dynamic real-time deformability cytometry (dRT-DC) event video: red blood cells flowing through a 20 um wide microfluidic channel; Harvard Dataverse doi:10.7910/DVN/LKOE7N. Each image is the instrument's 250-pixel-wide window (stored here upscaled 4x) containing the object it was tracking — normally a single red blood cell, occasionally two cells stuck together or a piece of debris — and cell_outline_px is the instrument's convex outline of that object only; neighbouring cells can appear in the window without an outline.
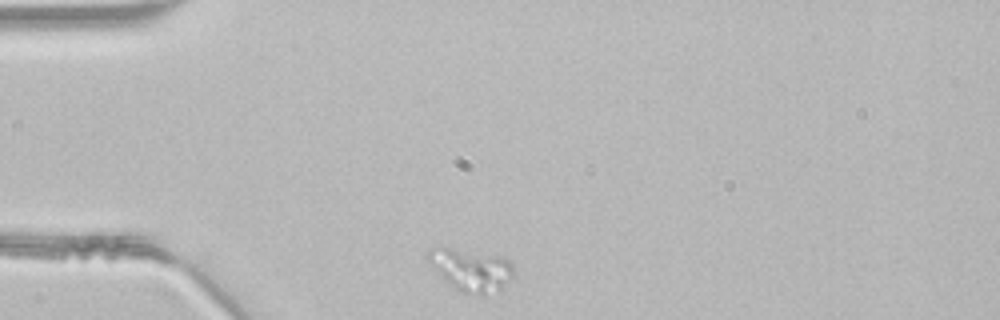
{"species": "common noctule bat (a hibernating species)", "species_latin": "Nyctalus noctula", "temperature_condition": "room temperature", "stored_images_in_passage": 31, "camera_frame_rate_fps": 3000, "um_per_image_px": 0.085, "animal": {"sex": "male", "body_mass_g": 21.5, "forearm_length_mm": 52.0}, "frame": {"image": 1, "passage_image": 1, "time_ms": 0.0, "image_size_px": [1000, 320], "cell_outline_px": [[512, 276], [500, 292], [484, 296], [460, 292], [448, 284], [428, 264], [424, 256], [432, 248], [448, 248], [504, 256], [512, 264]], "centroid_in_image_um": [40.02, 22.97], "position_along_channel_um": 45.0, "area_um2": 21.44}}
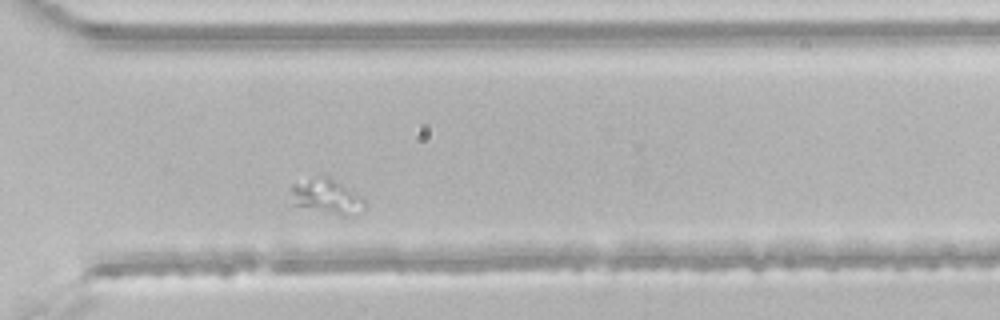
{"frame": {"image": 2, "passage_image": 26, "time_ms": 8.333, "image_size_px": [1000, 320], "cell_outline_px": [[364, 208], [352, 216], [340, 216], [296, 204], [288, 188], [292, 184], [324, 176], [328, 176], [364, 200]], "centroid_in_image_um": [27.76, 16.72], "position_along_channel_um": 342.8, "area_um2": 14.22}}
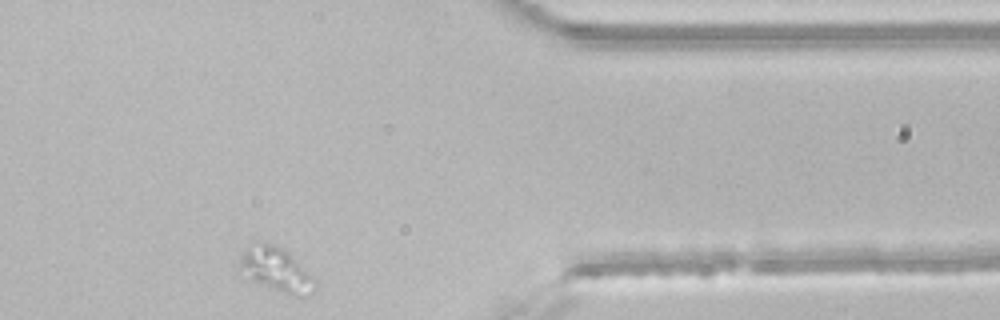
{"frame": {"image": 3, "passage_image": 31, "time_ms": 10.0, "image_size_px": [1000, 320], "cell_outline_px": [[316, 288], [308, 296], [292, 296], [240, 276], [236, 272], [240, 256], [244, 252], [264, 244], [272, 244], [284, 248], [316, 280]], "centroid_in_image_um": [23.46, 22.99], "position_along_channel_um": 387.9, "area_um2": 19.19}}